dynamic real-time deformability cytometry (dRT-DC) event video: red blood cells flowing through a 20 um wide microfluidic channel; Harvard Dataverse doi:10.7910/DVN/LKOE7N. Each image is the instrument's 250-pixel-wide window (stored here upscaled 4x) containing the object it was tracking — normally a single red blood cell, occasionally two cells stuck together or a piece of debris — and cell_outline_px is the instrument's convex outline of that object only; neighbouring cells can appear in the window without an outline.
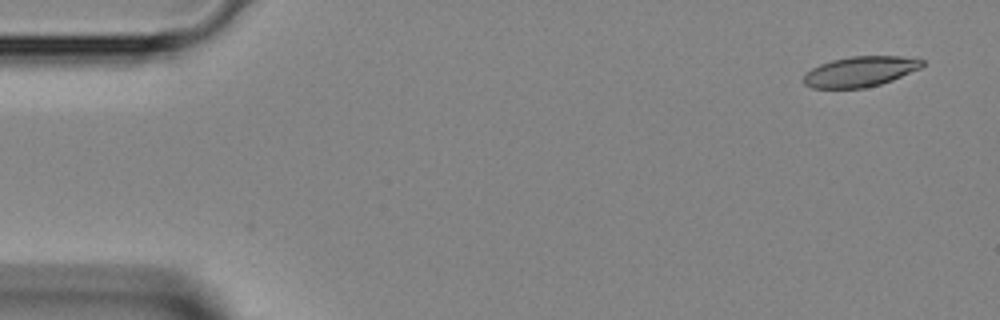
{"species": "Egyptian fruit bat (a non-hibernating species)", "species_latin": "Rousettus aegyptiacus", "temperature_condition": "room temperature", "stored_images_in_passage": 3, "camera_frame_rate_fps": 3000, "um_per_image_px": 0.085, "animal": {"sex": "female"}, "frame": {"image": 1, "passage_image": 3, "time_ms": 0.667, "image_size_px": [1000, 320], "cell_outline_px": [[924, 64], [920, 68], [892, 80], [880, 84], [864, 88], [812, 88], [804, 84], [804, 76], [812, 68], [820, 64], [832, 60], [852, 56], [900, 56], [924, 60]], "centroid_in_image_um": [73.11, 6.08], "position_along_channel_um": 11.9, "area_um2": 20.75}}